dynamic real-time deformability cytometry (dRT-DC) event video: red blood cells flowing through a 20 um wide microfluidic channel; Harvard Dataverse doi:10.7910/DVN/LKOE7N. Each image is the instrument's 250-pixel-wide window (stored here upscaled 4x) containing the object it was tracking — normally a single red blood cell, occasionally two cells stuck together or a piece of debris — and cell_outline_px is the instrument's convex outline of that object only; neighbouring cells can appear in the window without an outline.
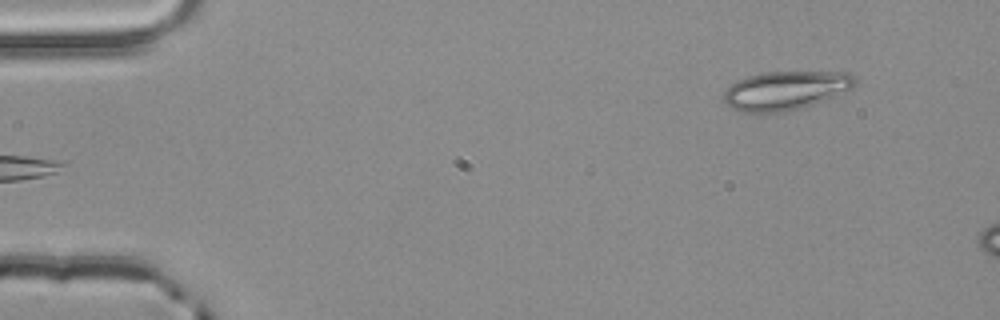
{"species": "common noctule bat (a hibernating species)", "species_latin": "Nyctalus noctula", "temperature_condition": "room temperature", "stored_images_in_passage": 10, "camera_frame_rate_fps": 3000, "um_per_image_px": 0.085, "animal": {"sex": "male", "body_mass_g": 20.4}, "frame": {"image": 1, "passage_image": 1, "time_ms": 0.0, "image_size_px": [1000, 320], "cell_outline_px": [[856, 84], [852, 88], [824, 100], [800, 108], [776, 112], [748, 112], [732, 108], [724, 100], [724, 92], [736, 80], [748, 76], [764, 72], [848, 72], [856, 76]], "centroid_in_image_um": [66.8, 7.67], "position_along_channel_um": 18.2, "area_um2": 29.25}}